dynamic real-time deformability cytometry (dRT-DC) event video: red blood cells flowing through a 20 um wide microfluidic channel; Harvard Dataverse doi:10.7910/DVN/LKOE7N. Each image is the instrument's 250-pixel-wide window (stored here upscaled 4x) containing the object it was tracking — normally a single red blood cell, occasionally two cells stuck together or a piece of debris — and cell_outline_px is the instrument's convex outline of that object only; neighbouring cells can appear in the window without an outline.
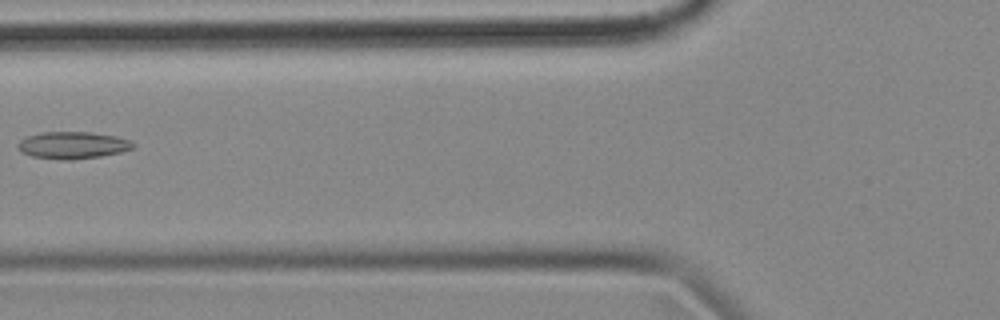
{"species": "common noctule bat (a hibernating species)", "species_latin": "Nyctalus noctula", "temperature_condition": "cold", "stored_images_in_passage": 4, "camera_frame_rate_fps": 3000, "um_per_image_px": 0.085, "animal": {"sex": "female", "body_mass_g": 18.4}, "frame": {"image": 1, "passage_image": 4, "time_ms": 1.0, "image_size_px": [1000, 320], "cell_outline_px": [[136, 148], [120, 152], [100, 156], [72, 160], [60, 160], [32, 156], [16, 148], [16, 144], [20, 140], [28, 136], [44, 132], [92, 132], [116, 136], [128, 140], [136, 144]], "centroid_in_image_um": [6.19, 12.34], "position_along_channel_um": 119.6, "area_um2": 18.21}}